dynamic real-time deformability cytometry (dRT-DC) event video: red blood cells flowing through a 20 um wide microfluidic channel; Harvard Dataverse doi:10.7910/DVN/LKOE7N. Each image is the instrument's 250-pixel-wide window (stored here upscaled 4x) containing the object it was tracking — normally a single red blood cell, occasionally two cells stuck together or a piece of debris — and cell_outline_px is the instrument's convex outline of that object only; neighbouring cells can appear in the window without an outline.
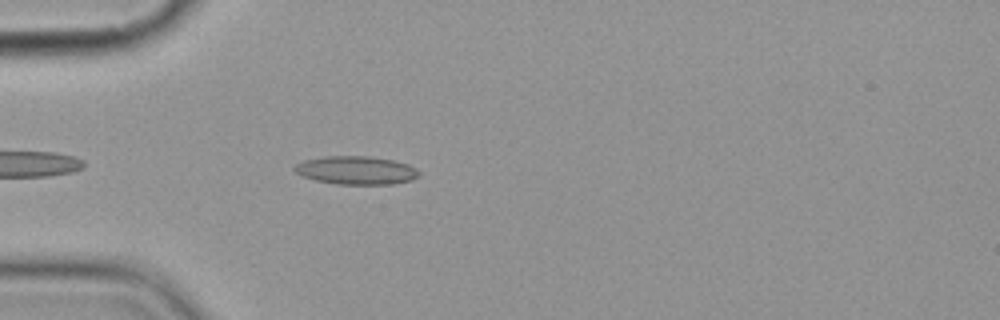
{"species": "common noctule bat (a hibernating species)", "species_latin": "Nyctalus noctula", "temperature_condition": "cold", "stored_images_in_passage": 5, "camera_frame_rate_fps": 3000, "um_per_image_px": 0.085, "animal": {"sex": "female", "body_mass_g": 19.9}, "frame": {"image": 1, "passage_image": 5, "time_ms": 4.667, "image_size_px": [1000, 320], "cell_outline_px": [[420, 176], [412, 180], [392, 184], [336, 184], [316, 180], [304, 176], [296, 172], [292, 168], [296, 164], [304, 160], [324, 156], [368, 156], [392, 160], [408, 164], [416, 168], [420, 172]], "centroid_in_image_um": [30.3, 14.47], "position_along_channel_um": 54.7, "area_um2": 20.52}}